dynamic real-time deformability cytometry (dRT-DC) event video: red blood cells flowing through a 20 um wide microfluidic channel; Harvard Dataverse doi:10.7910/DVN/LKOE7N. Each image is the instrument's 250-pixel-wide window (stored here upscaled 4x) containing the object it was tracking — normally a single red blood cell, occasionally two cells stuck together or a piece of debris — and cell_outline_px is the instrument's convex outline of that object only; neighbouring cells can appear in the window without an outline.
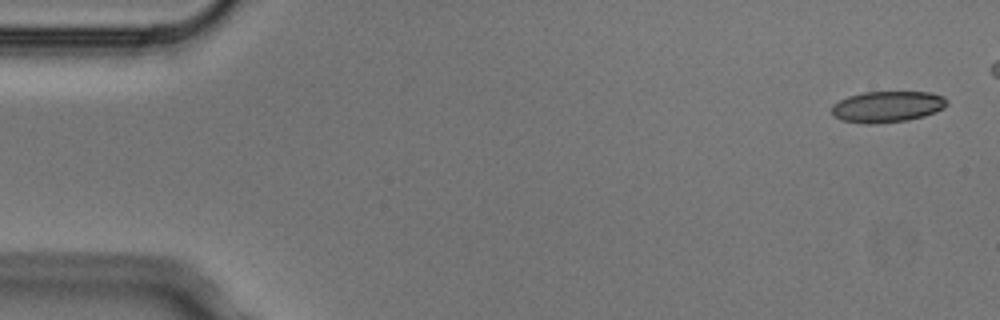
{"species": "Egyptian fruit bat (a non-hibernating species)", "species_latin": "Rousettus aegyptiacus", "temperature_condition": "cold", "stored_images_in_passage": 8, "camera_frame_rate_fps": 3000, "um_per_image_px": 0.085, "animal": {"sex": "male"}, "frame": {"image": 1, "passage_image": 1, "time_ms": 0.0, "image_size_px": [1000, 320], "cell_outline_px": [[948, 104], [944, 108], [924, 116], [908, 120], [872, 124], [864, 124], [840, 120], [832, 116], [832, 104], [848, 96], [864, 92], [932, 92], [944, 96], [948, 100]], "centroid_in_image_um": [75.42, 9.07], "position_along_channel_um": 9.6, "area_um2": 21.15}}
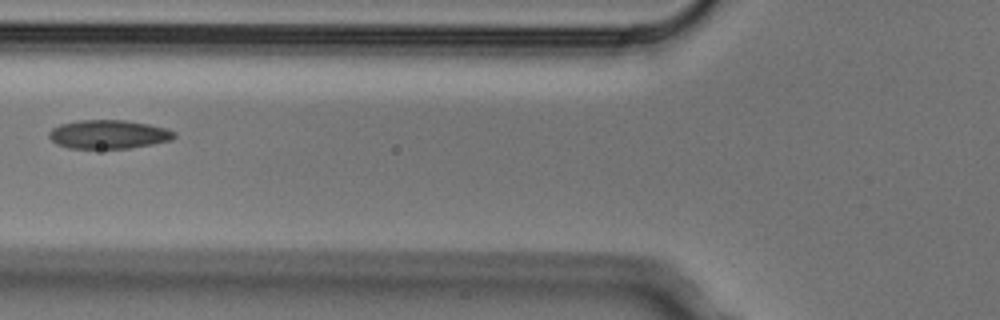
{"frame": {"image": 2, "passage_image": 7, "time_ms": 2.0, "image_size_px": [1000, 320], "cell_outline_px": [[176, 136], [172, 140], [152, 144], [128, 148], [68, 148], [56, 144], [48, 136], [48, 132], [52, 128], [60, 124], [80, 120], [124, 120], [148, 124], [168, 128], [176, 132]], "centroid_in_image_um": [9.23, 11.41], "position_along_channel_um": 116.6, "area_um2": 21.04}}
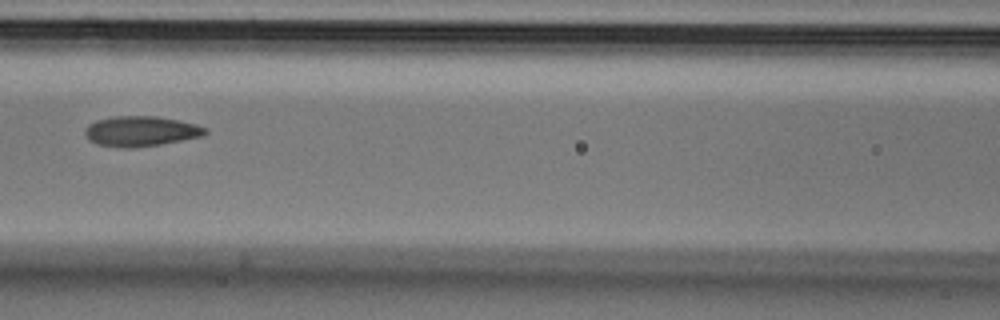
{"frame": {"image": 3, "passage_image": 8, "time_ms": 2.333, "image_size_px": [1000, 320], "cell_outline_px": [[208, 132], [204, 136], [160, 144], [132, 148], [120, 148], [96, 144], [88, 140], [84, 132], [84, 128], [88, 124], [96, 120], [112, 116], [156, 116], [180, 120], [196, 124], [208, 128]], "centroid_in_image_um": [11.96, 11.15], "position_along_channel_um": 154.6, "area_um2": 21.5}}